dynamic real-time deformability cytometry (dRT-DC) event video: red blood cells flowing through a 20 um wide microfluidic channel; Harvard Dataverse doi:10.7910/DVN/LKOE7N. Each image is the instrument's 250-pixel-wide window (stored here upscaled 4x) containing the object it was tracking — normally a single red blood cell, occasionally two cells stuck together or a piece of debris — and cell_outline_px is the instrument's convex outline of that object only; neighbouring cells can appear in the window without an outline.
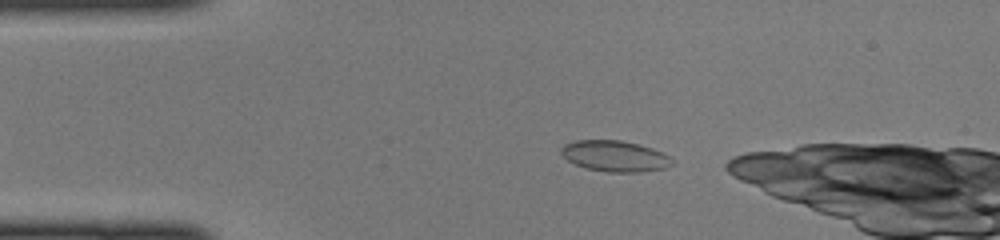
{"species": "common noctule bat (a hibernating species)", "species_latin": "Nyctalus noctula", "temperature_condition": "cold", "stored_images_in_passage": 31, "camera_frame_rate_fps": 3000, "um_per_image_px": 0.085, "animal": {"sex": "female", "body_mass_g": 22.0, "forearm_length_mm": 56.7}, "frame": {"image": 1, "passage_image": 2, "time_ms": 0.333, "image_size_px": [1000, 240], "cell_outline_px": [[676, 164], [664, 168], [640, 172], [608, 172], [584, 168], [568, 160], [560, 152], [560, 148], [564, 144], [576, 140], [620, 140], [640, 144], [652, 148], [668, 156]], "centroid_in_image_um": [52.26, 13.26], "position_along_channel_um": 32.7, "area_um2": 20.06}}
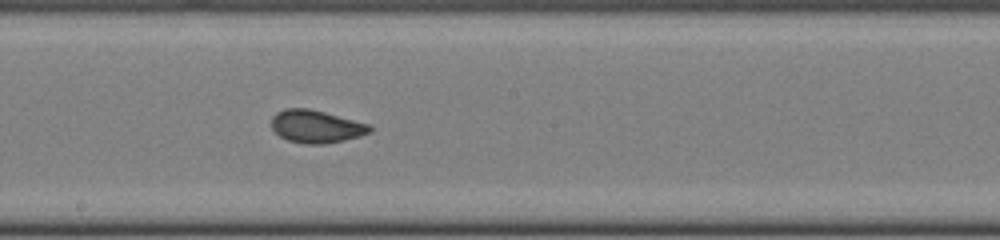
{"frame": {"image": 2, "passage_image": 18, "time_ms": 5.667, "image_size_px": [1000, 240], "cell_outline_px": [[372, 132], [360, 136], [344, 140], [324, 144], [304, 144], [288, 140], [280, 136], [272, 128], [272, 116], [276, 112], [284, 108], [308, 108], [372, 124]], "centroid_in_image_um": [26.9, 10.75], "position_along_channel_um": 221.3, "area_um2": 18.9}}
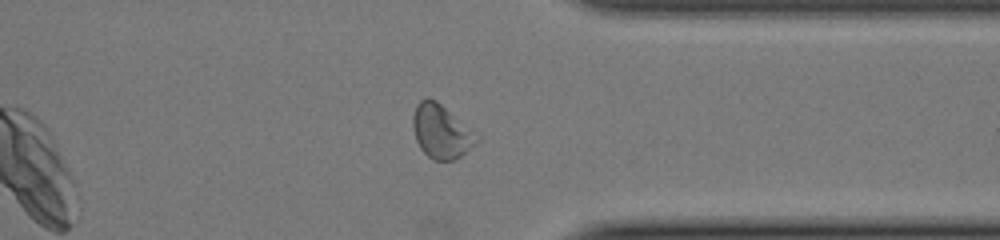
{"frame": {"image": 3, "passage_image": 29, "time_ms": 9.333, "image_size_px": [1000, 240], "cell_outline_px": [[480, 140], [456, 160], [432, 160], [420, 148], [416, 140], [412, 128], [412, 116], [416, 104], [420, 100], [428, 96], [436, 100], [472, 128], [480, 136]], "centroid_in_image_um": [37.51, 11.16], "position_along_channel_um": 373.9, "area_um2": 20.4}}